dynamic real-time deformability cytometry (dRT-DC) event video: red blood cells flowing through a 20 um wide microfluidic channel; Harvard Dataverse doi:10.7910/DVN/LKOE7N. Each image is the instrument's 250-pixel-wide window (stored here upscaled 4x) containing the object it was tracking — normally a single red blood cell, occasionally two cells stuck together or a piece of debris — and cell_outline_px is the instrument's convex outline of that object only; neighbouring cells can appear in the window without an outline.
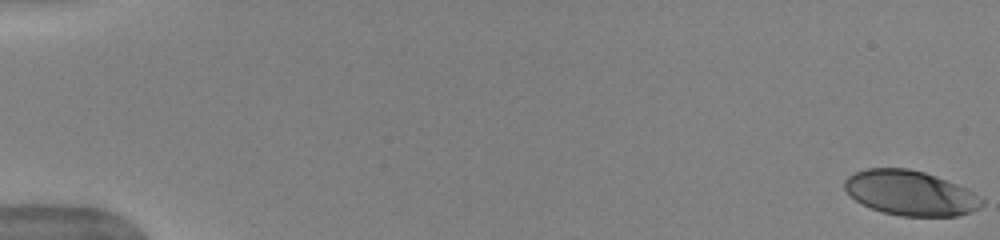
{"species": "human", "species_latin": "Homo sapiens", "temperature_condition": "warm", "stored_images_in_passage": 52, "camera_frame_rate_fps": 3000, "um_per_image_px": 0.085, "donor": {"sex": "female"}, "frame": {"image": 1, "passage_image": 1, "time_ms": 0.0, "image_size_px": [1000, 240], "cell_outline_px": [[984, 204], [980, 208], [972, 212], [956, 216], [900, 216], [884, 212], [872, 208], [856, 200], [844, 188], [844, 180], [848, 176], [856, 172], [868, 168], [908, 168], [924, 172], [936, 176], [968, 188], [984, 200]], "centroid_in_image_um": [77.42, 16.4], "position_along_channel_um": 7.6, "area_um2": 35.84}}
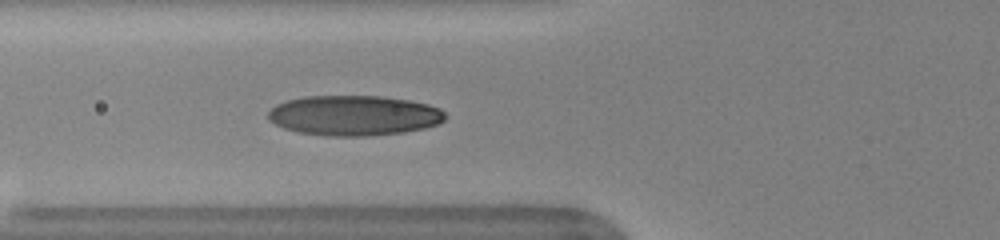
{"frame": {"image": 2, "passage_image": 21, "time_ms": 6.667, "image_size_px": [1000, 240], "cell_outline_px": [[444, 120], [436, 124], [424, 128], [404, 132], [364, 136], [328, 136], [300, 132], [284, 128], [268, 120], [268, 112], [276, 104], [288, 100], [304, 96], [380, 96], [408, 100], [428, 104], [440, 108], [444, 112]], "centroid_in_image_um": [30.07, 9.81], "position_along_channel_um": 95.7, "area_um2": 41.27}}
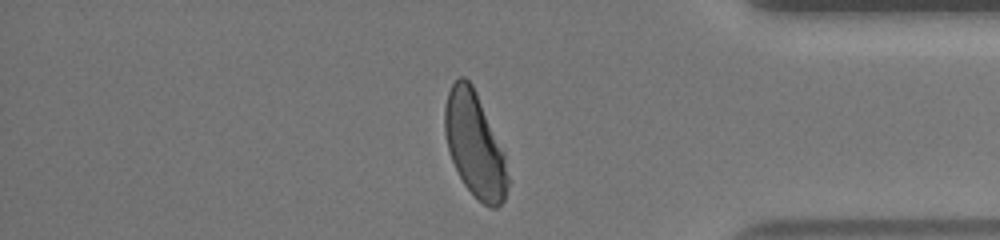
{"frame": {"image": 3, "passage_image": 45, "time_ms": 14.667, "image_size_px": [1000, 240], "cell_outline_px": [[508, 188], [504, 200], [496, 208], [488, 208], [464, 184], [452, 160], [448, 148], [444, 132], [444, 108], [448, 92], [452, 84], [460, 76], [464, 76], [472, 84], [476, 92], [504, 156], [508, 176]], "centroid_in_image_um": [40.33, 12.31], "position_along_channel_um": 394.9, "area_um2": 37.51}, "authors_computed_cell_mechanics": {"area_um2": 39.1884, "velocity_mm_per_s": 3.945, "shape_relaxation_time_tau1_ms": 3.5522, "shape_relaxation_time_tau2_ms": 0.7467, "deformation_change_tau1": 0.1902, "deformation_change_tau2": 0.0634}}